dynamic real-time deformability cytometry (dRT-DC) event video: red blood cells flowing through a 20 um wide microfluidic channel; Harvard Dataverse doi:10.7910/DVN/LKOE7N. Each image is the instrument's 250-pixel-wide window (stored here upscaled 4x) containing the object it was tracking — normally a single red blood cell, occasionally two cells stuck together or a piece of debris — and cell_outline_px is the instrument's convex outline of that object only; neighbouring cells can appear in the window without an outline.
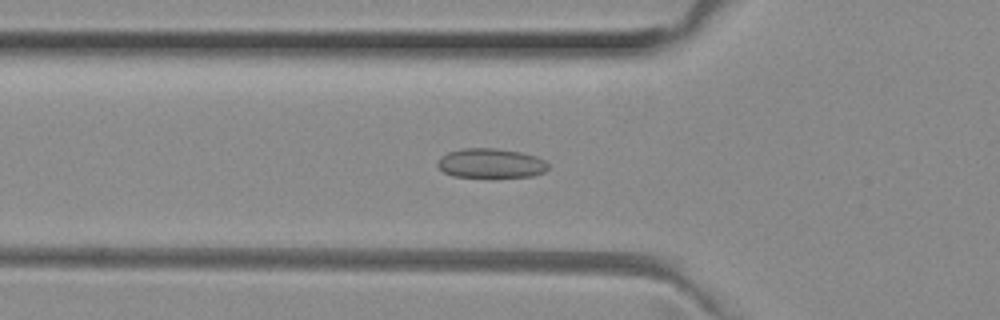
{"species": "common noctule bat (a hibernating species)", "species_latin": "Nyctalus noctula", "temperature_condition": "room temperature", "stored_images_in_passage": 52, "camera_frame_rate_fps": 3000, "um_per_image_px": 0.085, "animal": {"sex": "female", "body_mass_g": 29.2, "forearm_length_mm": 56.3}, "frame": {"image": 1, "passage_image": 18, "time_ms": 5.667, "image_size_px": [1000, 320], "cell_outline_px": [[548, 168], [544, 172], [532, 176], [452, 176], [444, 172], [436, 164], [440, 156], [448, 152], [460, 148], [496, 148], [520, 152], [536, 156], [544, 160], [548, 164]], "centroid_in_image_um": [41.69, 13.85], "position_along_channel_um": 84.1, "area_um2": 18.84}}
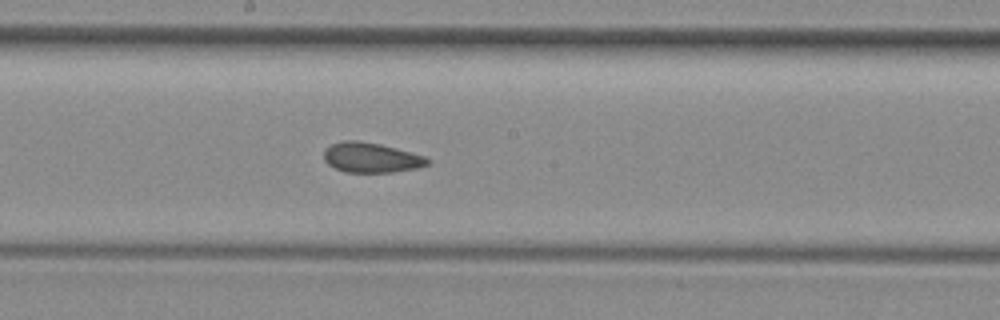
{"frame": {"image": 2, "passage_image": 28, "time_ms": 9.0, "image_size_px": [1000, 320], "cell_outline_px": [[432, 164], [416, 168], [392, 172], [344, 172], [328, 164], [324, 160], [324, 148], [332, 144], [344, 140], [356, 140], [380, 144], [396, 148], [424, 156], [432, 160]], "centroid_in_image_um": [31.56, 13.39], "position_along_channel_um": 216.6, "area_um2": 18.15}}
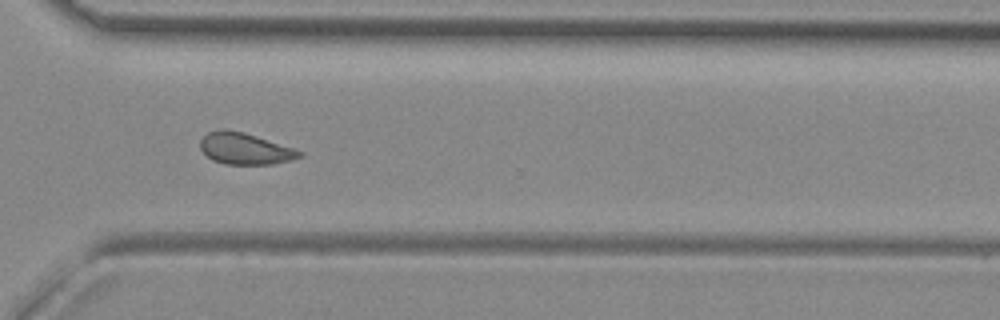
{"frame": {"image": 3, "passage_image": 38, "time_ms": 12.333, "image_size_px": [1000, 320], "cell_outline_px": [[304, 156], [292, 160], [272, 164], [224, 164], [212, 160], [200, 148], [200, 140], [208, 132], [224, 128], [244, 132], [296, 148], [304, 152]], "centroid_in_image_um": [20.87, 12.63], "position_along_channel_um": 349.7, "area_um2": 18.44}, "authors_computed_cell_mechanics": {"area_um2": 18.8428, "velocity_mm_per_s": 3.9807, "shape_relaxation_time_tau1_ms": null, "shape_relaxation_time_tau2_ms": 1.678, "deformation_change_tau1": null, "deformation_change_tau2": 0.0822}}